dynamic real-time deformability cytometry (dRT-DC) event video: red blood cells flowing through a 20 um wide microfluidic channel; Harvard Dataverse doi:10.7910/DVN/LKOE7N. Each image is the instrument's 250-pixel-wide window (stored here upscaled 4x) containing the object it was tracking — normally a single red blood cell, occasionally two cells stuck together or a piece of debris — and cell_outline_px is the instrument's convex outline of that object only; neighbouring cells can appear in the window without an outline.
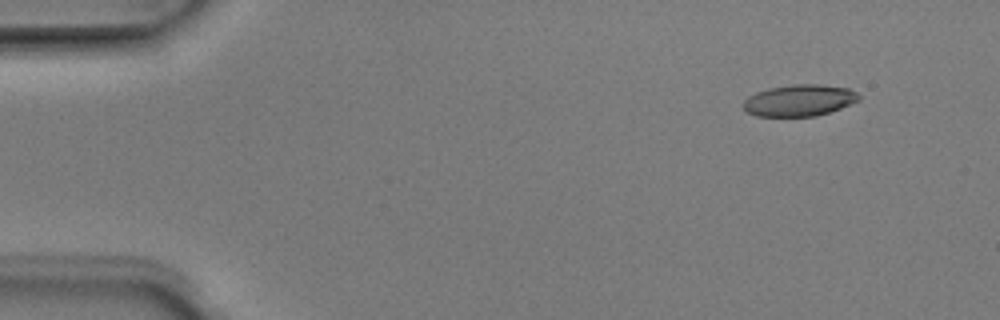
{"species": "Egyptian fruit bat (a non-hibernating species)", "species_latin": "Rousettus aegyptiacus", "temperature_condition": "room temperature", "stored_images_in_passage": 6, "segment_of_instrument_passage": [1, 2], "camera_frame_rate_fps": 3000, "um_per_image_px": 0.085, "animal": {"sex": "male"}, "frame": {"image": 1, "passage_image": 2, "time_ms": 0.333, "image_size_px": [1000, 320], "cell_outline_px": [[860, 100], [840, 108], [816, 116], [756, 116], [748, 112], [744, 108], [744, 100], [748, 96], [756, 92], [768, 88], [792, 84], [820, 84], [848, 88], [856, 92], [860, 96]], "centroid_in_image_um": [67.94, 8.52], "position_along_channel_um": 17.1, "area_um2": 21.21}}